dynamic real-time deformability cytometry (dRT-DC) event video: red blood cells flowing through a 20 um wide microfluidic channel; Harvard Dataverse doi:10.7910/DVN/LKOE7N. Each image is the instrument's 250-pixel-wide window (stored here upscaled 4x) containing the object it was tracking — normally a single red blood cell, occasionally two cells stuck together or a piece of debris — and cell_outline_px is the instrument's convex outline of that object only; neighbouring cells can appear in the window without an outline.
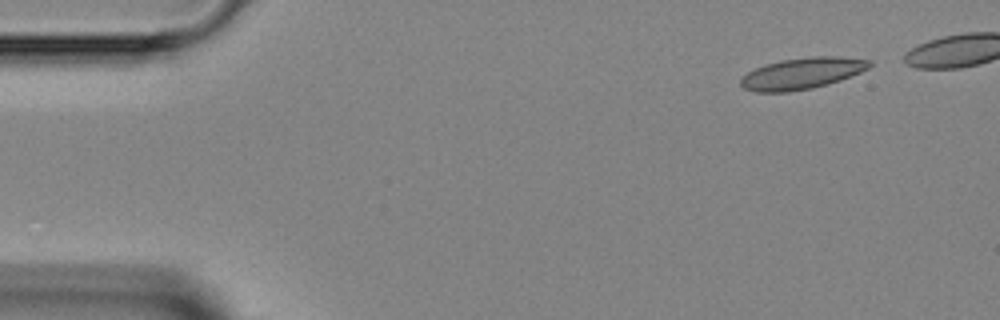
{"species": "Egyptian fruit bat (a non-hibernating species)", "species_latin": "Rousettus aegyptiacus", "temperature_condition": "room temperature", "stored_images_in_passage": 7, "camera_frame_rate_fps": 3000, "um_per_image_px": 0.085, "animal": {"sex": "female"}, "frame": {"image": 1, "passage_image": 1, "time_ms": 0.0, "image_size_px": [1000, 320], "cell_outline_px": [[872, 64], [868, 68], [860, 72], [840, 80], [828, 84], [812, 88], [788, 92], [756, 92], [744, 88], [740, 84], [740, 80], [748, 72], [764, 64], [780, 60], [812, 56], [840, 56], [872, 60]], "centroid_in_image_um": [68.18, 6.23], "position_along_channel_um": 16.8, "area_um2": 23.58}}